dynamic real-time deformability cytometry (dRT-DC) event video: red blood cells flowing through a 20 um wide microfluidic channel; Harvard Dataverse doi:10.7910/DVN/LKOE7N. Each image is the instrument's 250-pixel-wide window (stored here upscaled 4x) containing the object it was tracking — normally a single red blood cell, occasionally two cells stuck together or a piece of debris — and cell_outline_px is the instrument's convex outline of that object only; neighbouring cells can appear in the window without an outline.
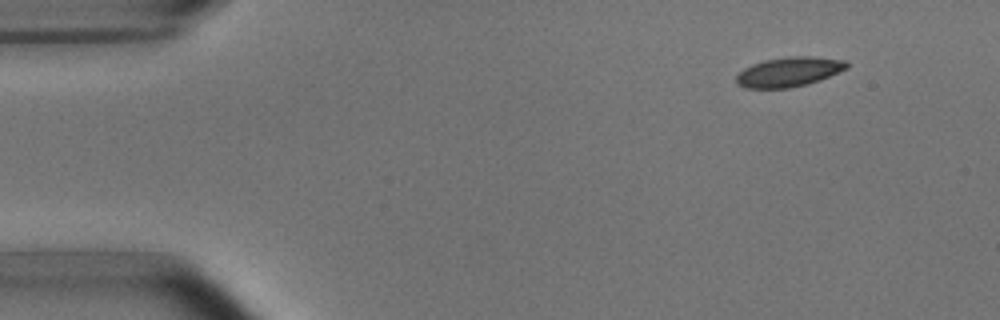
{"species": "common noctule bat (a hibernating species)", "species_latin": "Nyctalus noctula", "temperature_condition": "room temperature", "stored_images_in_passage": 5, "segment_of_instrument_passage": [2, 2], "camera_frame_rate_fps": 3000, "um_per_image_px": 0.085, "animal": {"sex": "male", "body_mass_g": 15.6}, "frame": {"image": 1, "passage_image": 5, "time_ms": 5.667, "image_size_px": [1000, 320], "cell_outline_px": [[848, 68], [820, 80], [808, 84], [788, 88], [744, 88], [736, 80], [736, 76], [744, 68], [752, 64], [764, 60], [792, 56], [808, 56], [844, 60], [848, 64]], "centroid_in_image_um": [67.06, 6.11], "position_along_channel_um": 17.9, "area_um2": 18.9}}